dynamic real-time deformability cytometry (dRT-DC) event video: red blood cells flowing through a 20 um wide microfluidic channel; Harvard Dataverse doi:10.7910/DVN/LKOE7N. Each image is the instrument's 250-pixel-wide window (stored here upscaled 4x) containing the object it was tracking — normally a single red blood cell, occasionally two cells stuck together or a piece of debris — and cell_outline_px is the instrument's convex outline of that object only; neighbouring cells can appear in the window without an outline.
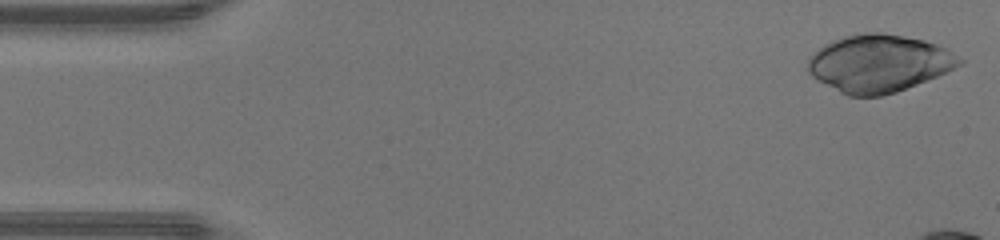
{"species": "human", "species_latin": "Homo sapiens", "temperature_condition": "warm", "stored_images_in_passage": 11, "camera_frame_rate_fps": 3000, "um_per_image_px": 0.085, "donor": {"sex": "male"}, "frame": {"image": 1, "passage_image": 1, "time_ms": 0.0, "image_size_px": [1000, 240], "cell_outline_px": [[964, 64], [936, 76], [896, 92], [880, 96], [848, 96], [840, 92], [812, 76], [808, 72], [808, 60], [820, 48], [832, 40], [844, 36], [864, 32], [884, 32], [924, 40], [948, 48], [964, 60]], "centroid_in_image_um": [74.75, 5.37], "position_along_channel_um": 10.3, "area_um2": 50.46}}